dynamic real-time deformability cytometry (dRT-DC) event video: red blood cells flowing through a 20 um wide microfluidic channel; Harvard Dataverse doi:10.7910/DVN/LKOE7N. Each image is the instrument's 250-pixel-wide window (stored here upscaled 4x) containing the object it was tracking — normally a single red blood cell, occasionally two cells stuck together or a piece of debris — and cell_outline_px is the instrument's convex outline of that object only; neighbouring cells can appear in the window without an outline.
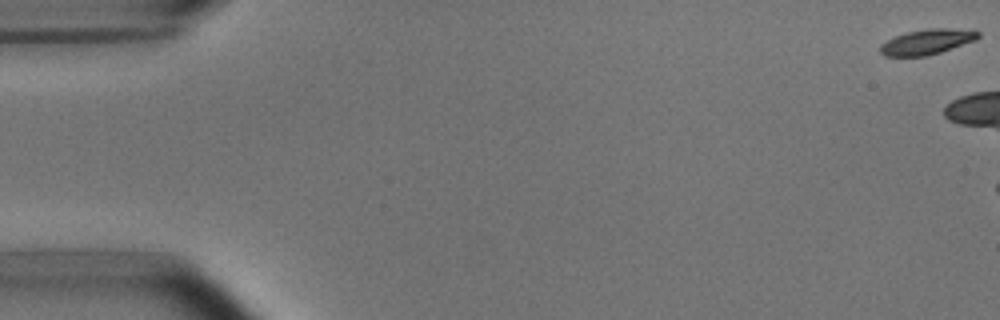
{"species": "common noctule bat (a hibernating species)", "species_latin": "Nyctalus noctula", "temperature_condition": "room temperature", "stored_images_in_passage": 7, "camera_frame_rate_fps": 3000, "um_per_image_px": 0.085, "animal": {"sex": "male", "body_mass_g": 15.6}, "frame": {"image": 1, "passage_image": 1, "time_ms": 0.0, "image_size_px": [1000, 320], "cell_outline_px": [[980, 36], [976, 40], [940, 52], [924, 56], [884, 56], [880, 52], [880, 44], [896, 36], [908, 32], [928, 28], [948, 28], [980, 32]], "centroid_in_image_um": [78.78, 3.56], "position_along_channel_um": 6.2, "area_um2": 14.16}}